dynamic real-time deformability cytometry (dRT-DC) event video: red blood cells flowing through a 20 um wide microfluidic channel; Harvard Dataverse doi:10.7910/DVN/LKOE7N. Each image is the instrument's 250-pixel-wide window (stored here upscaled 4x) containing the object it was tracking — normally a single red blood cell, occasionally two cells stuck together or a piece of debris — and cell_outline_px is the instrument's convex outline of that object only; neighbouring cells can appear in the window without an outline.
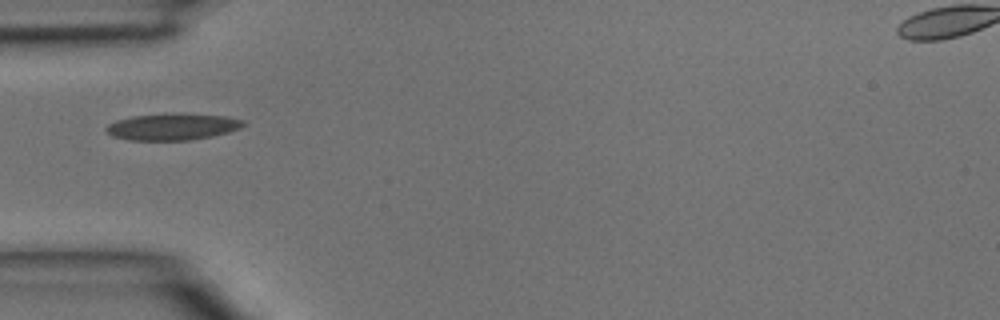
{"species": "common noctule bat (a hibernating species)", "species_latin": "Nyctalus noctula", "temperature_condition": "room temperature", "stored_images_in_passage": 1, "camera_frame_rate_fps": 3000, "um_per_image_px": 0.085, "animal": {"sex": "male", "body_mass_g": 15.6}, "frame": {"image": 1, "passage_image": 1, "time_ms": 0.0, "image_size_px": [1000, 320], "cell_outline_px": [[244, 124], [240, 128], [228, 132], [212, 136], [188, 140], [132, 140], [112, 136], [104, 128], [108, 124], [116, 120], [132, 116], [180, 112], [224, 116], [244, 120]], "centroid_in_image_um": [14.65, 10.75], "position_along_channel_um": 70.3, "area_um2": 21.39}}